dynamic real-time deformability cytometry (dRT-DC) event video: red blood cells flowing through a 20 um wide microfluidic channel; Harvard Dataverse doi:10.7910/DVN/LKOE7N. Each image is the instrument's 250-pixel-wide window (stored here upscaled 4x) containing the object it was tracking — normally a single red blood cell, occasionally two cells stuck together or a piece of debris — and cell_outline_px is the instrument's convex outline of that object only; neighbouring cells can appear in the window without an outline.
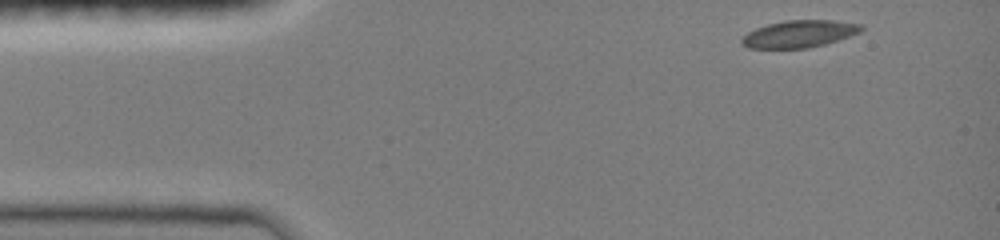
{"species": "common noctule bat (a hibernating species)", "species_latin": "Nyctalus noctula", "temperature_condition": "room temperature", "stored_images_in_passage": 40, "camera_frame_rate_fps": 3000, "um_per_image_px": 0.085, "animal": {"sex": "female", "body_mass_g": 19.0, "forearm_length_mm": 51.5}, "frame": {"image": 1, "passage_image": 1, "time_ms": 0.0, "image_size_px": [1000, 240], "cell_outline_px": [[864, 28], [860, 32], [824, 44], [808, 48], [748, 48], [740, 44], [740, 40], [748, 32], [756, 28], [768, 24], [784, 20], [832, 20], [864, 24]], "centroid_in_image_um": [67.92, 2.87], "position_along_channel_um": 17.1, "area_um2": 18.9}}
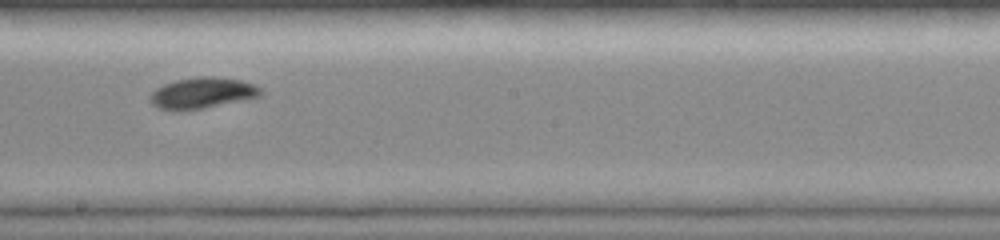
{"frame": {"image": 2, "passage_image": 23, "time_ms": 7.333, "image_size_px": [1000, 240], "cell_outline_px": [[264, 92], [260, 96], [204, 108], [180, 112], [172, 112], [160, 108], [152, 104], [148, 100], [148, 96], [156, 88], [164, 84], [176, 80], [196, 76], [212, 76], [244, 80], [256, 84]], "centroid_in_image_um": [17.16, 7.91], "position_along_channel_um": 231.0, "area_um2": 20.46}}
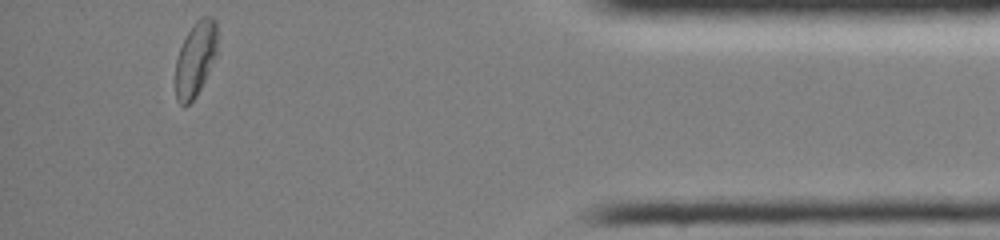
{"frame": {"image": 3, "passage_image": 40, "time_ms": 13.0, "image_size_px": [1000, 240], "cell_outline_px": [[216, 56], [196, 96], [188, 104], [180, 104], [176, 100], [176, 60], [180, 48], [188, 32], [196, 20], [200, 16], [212, 16], [216, 20]], "centroid_in_image_um": [16.61, 4.98], "position_along_channel_um": 418.6, "area_um2": 17.92}, "authors_computed_cell_mechanics": {"area_um2": 18.8717, "velocity_mm_per_s": 4.011, "shape_relaxation_time_tau1_ms": 3.6662, "shape_relaxation_time_tau2_ms": null, "deformation_change_tau1": 0.13, "deformation_change_tau2": null}}